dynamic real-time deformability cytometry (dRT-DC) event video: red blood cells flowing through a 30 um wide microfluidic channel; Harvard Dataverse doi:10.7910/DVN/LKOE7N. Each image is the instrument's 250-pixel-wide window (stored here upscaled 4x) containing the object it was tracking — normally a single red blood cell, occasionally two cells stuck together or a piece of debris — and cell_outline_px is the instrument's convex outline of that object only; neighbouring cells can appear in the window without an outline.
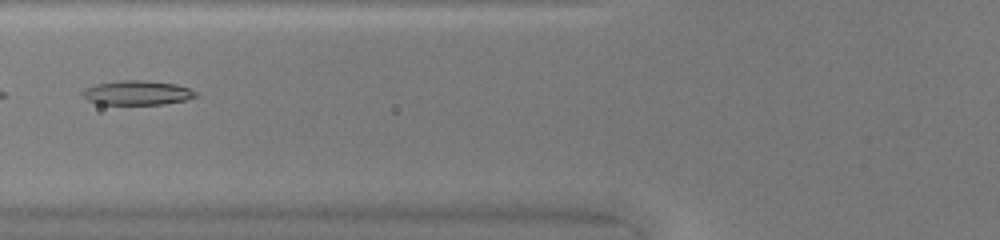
{"species": "common noctule bat (a hibernating species)", "species_latin": "Nyctalus noctula", "temperature_condition": "warm", "stored_images_in_passage": 32, "camera_frame_rate_fps": 3000, "um_per_image_px": 0.085, "animal": {"sex": "female", "body_mass_g": 20.0, "forearm_length_mm": 54.0}, "frame": {"image": 1, "passage_image": 5, "time_ms": 1.333, "image_size_px": [1000, 240], "cell_outline_px": [[196, 96], [184, 100], [164, 104], [96, 104], [88, 100], [80, 92], [84, 88], [96, 84], [124, 80], [144, 80], [176, 84], [188, 88], [196, 92]], "centroid_in_image_um": [11.62, 7.88], "position_along_channel_um": 114.2, "area_um2": 15.95}}
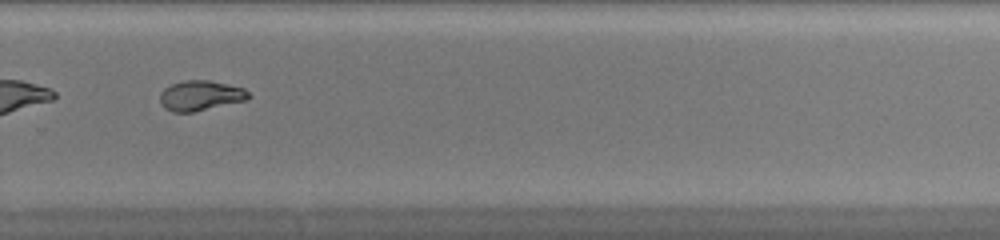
{"frame": {"image": 2, "passage_image": 19, "time_ms": 6.0, "image_size_px": [1000, 240], "cell_outline_px": [[252, 96], [248, 100], [192, 112], [172, 112], [164, 108], [160, 104], [160, 92], [164, 88], [172, 84], [184, 80], [208, 80], [244, 88]], "centroid_in_image_um": [17.03, 8.13], "position_along_channel_um": 312.8, "area_um2": 15.61}, "authors_computed_cell_mechanics": {"area_um2": 15.8661, "velocity_mm_per_s": 4.2578, "shape_relaxation_time_tau1_ms": null, "shape_relaxation_time_tau2_ms": 3.3324, "deformation_change_tau1": null, "deformation_change_tau2": 0.0566}}